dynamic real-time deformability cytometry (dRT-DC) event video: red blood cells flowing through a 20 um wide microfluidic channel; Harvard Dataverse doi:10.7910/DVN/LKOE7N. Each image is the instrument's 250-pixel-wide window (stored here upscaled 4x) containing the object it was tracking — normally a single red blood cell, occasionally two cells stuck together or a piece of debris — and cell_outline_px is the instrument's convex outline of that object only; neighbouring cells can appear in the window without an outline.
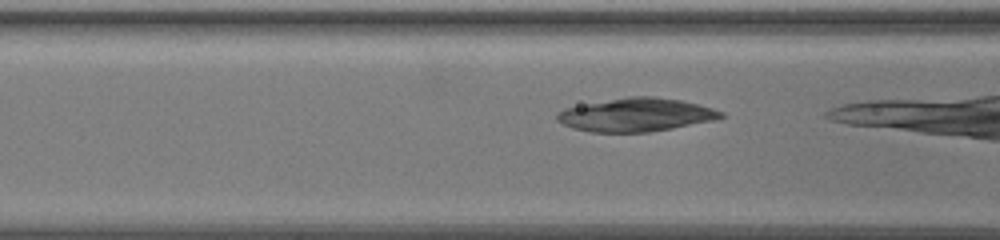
{"species": "common noctule bat (a hibernating species)", "species_latin": "Nyctalus noctula", "temperature_condition": "warm", "stored_images_in_passage": 5, "camera_frame_rate_fps": 3000, "um_per_image_px": 0.085, "animal": {"sex": "female", "body_mass_g": 19.5, "forearm_length_mm": 54.1}, "frame": {"image": 1, "passage_image": 3, "time_ms": 0.667, "image_size_px": [1000, 240], "cell_outline_px": [[724, 116], [712, 120], [672, 128], [648, 132], [588, 132], [572, 128], [556, 120], [556, 112], [564, 108], [580, 104], [628, 96], [656, 96], [680, 100], [712, 108], [724, 112]], "centroid_in_image_um": [53.99, 9.75], "position_along_channel_um": 112.6, "area_um2": 31.91}}